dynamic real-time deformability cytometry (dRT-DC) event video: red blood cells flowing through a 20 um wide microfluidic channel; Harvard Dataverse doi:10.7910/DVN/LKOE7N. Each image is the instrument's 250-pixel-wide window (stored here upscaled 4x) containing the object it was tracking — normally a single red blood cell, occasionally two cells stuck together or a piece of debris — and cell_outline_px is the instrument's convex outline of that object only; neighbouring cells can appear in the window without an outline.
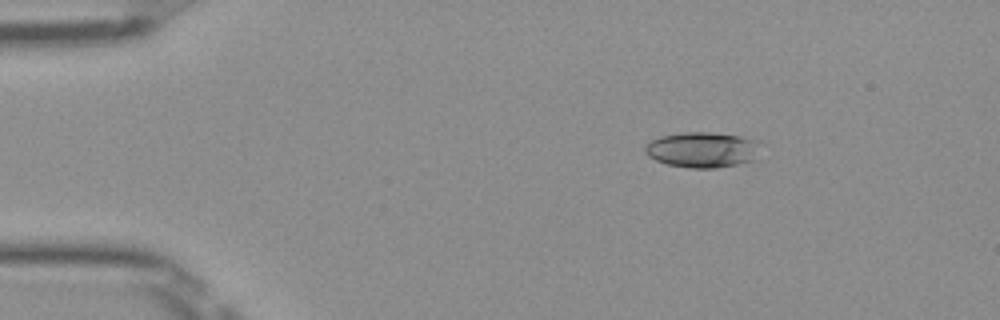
{"species": "Egyptian fruit bat (a non-hibernating species)", "species_latin": "Rousettus aegyptiacus", "temperature_condition": "room temperature", "stored_images_in_passage": 44, "camera_frame_rate_fps": 3000, "um_per_image_px": 0.085, "frame": {"image": 1, "passage_image": 1, "time_ms": 0.0, "image_size_px": [1000, 320], "cell_outline_px": [[756, 160], [716, 168], [688, 168], [668, 164], [656, 160], [648, 156], [644, 152], [644, 148], [652, 140], [660, 136], [684, 132], [712, 132], [740, 136], [756, 140]], "centroid_in_image_um": [59.66, 12.73], "position_along_channel_um": 25.3, "area_um2": 23.7}}
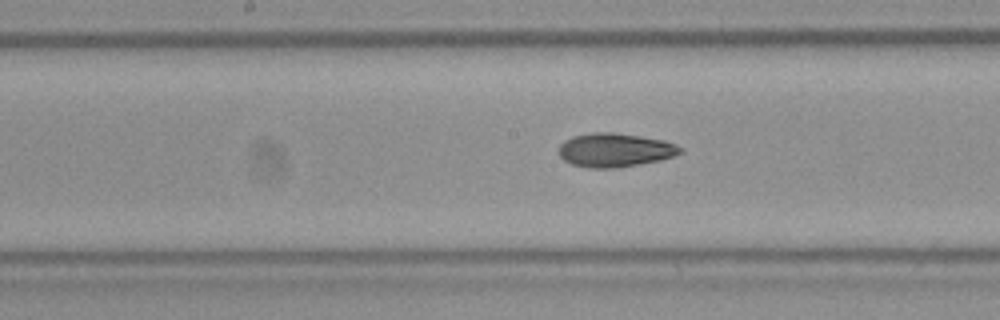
{"frame": {"image": 2, "passage_image": 19, "time_ms": 6.0, "image_size_px": [1000, 320], "cell_outline_px": [[684, 152], [660, 160], [616, 168], [588, 168], [572, 164], [564, 160], [556, 152], [560, 144], [564, 140], [572, 136], [592, 132], [612, 132], [640, 136], [664, 140], [684, 148]], "centroid_in_image_um": [52.23, 12.75], "position_along_channel_um": 196.0, "area_um2": 24.1}}
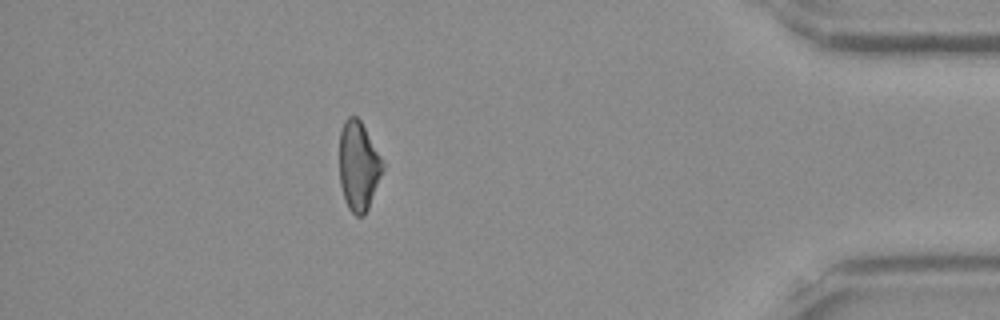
{"frame": {"image": 3, "passage_image": 38, "time_ms": 12.333, "image_size_px": [1000, 320], "cell_outline_px": [[384, 168], [368, 208], [364, 216], [356, 216], [348, 208], [340, 184], [340, 132], [344, 120], [348, 116], [356, 116], [360, 120], [384, 160]], "centroid_in_image_um": [30.48, 14.09], "position_along_channel_um": 404.7, "area_um2": 22.48}, "authors_computed_cell_mechanics": {"area_um2": 23.409, "velocity_mm_per_s": 4.0199, "shape_relaxation_time_tau1_ms": 8.2507, "shape_relaxation_time_tau2_ms": 3.091, "deformation_change_tau1": 0.192, "deformation_change_tau2": 0.1016}}